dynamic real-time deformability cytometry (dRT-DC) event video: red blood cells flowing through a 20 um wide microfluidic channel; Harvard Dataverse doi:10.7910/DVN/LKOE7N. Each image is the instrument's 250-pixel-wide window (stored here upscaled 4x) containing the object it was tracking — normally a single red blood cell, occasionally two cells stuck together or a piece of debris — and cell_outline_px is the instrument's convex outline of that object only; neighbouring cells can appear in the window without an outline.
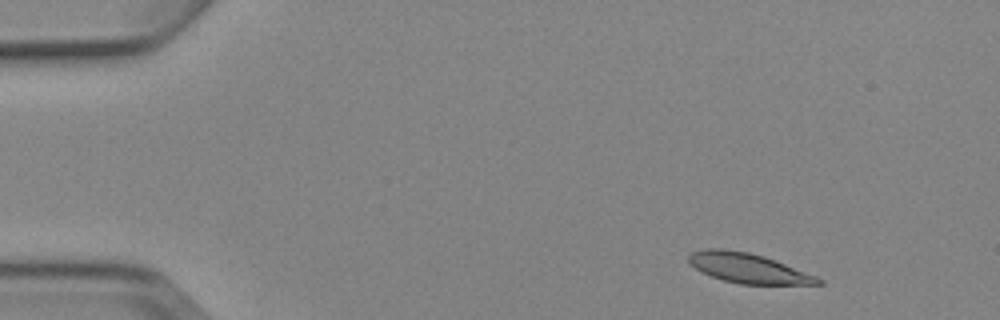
{"species": "Egyptian fruit bat (a non-hibernating species)", "species_latin": "Rousettus aegyptiacus", "temperature_condition": "cold", "stored_images_in_passage": 4, "camera_frame_rate_fps": 3000, "um_per_image_px": 0.085, "animal": {"sex": "female"}, "frame": {"image": 1, "passage_image": 1, "time_ms": 0.0, "image_size_px": [1000, 320], "cell_outline_px": [[824, 284], [740, 284], [724, 280], [712, 276], [696, 268], [688, 260], [688, 256], [692, 252], [708, 248], [724, 248], [748, 252], [764, 256], [816, 276], [824, 280]], "centroid_in_image_um": [63.61, 22.78], "position_along_channel_um": 21.4, "area_um2": 22.14}}
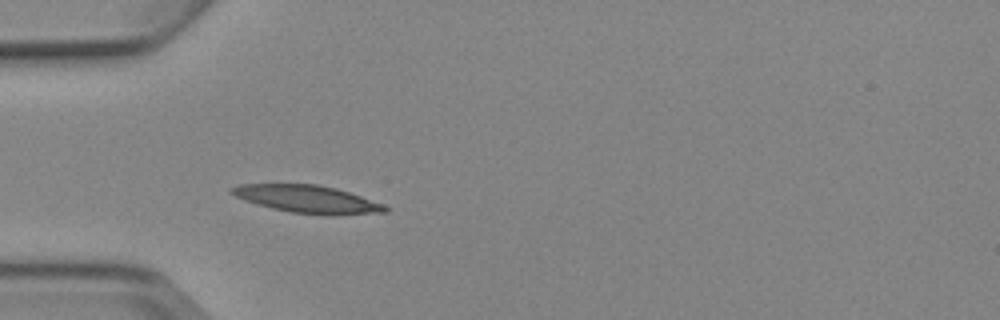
{"frame": {"image": 2, "passage_image": 4, "time_ms": 3.333, "image_size_px": [1000, 320], "cell_outline_px": [[388, 212], [332, 216], [324, 216], [292, 212], [272, 208], [256, 204], [244, 200], [228, 192], [228, 188], [240, 184], [316, 184], [336, 188], [384, 204], [388, 208]], "centroid_in_image_um": [26.13, 16.94], "position_along_channel_um": 58.9, "area_um2": 24.91}}